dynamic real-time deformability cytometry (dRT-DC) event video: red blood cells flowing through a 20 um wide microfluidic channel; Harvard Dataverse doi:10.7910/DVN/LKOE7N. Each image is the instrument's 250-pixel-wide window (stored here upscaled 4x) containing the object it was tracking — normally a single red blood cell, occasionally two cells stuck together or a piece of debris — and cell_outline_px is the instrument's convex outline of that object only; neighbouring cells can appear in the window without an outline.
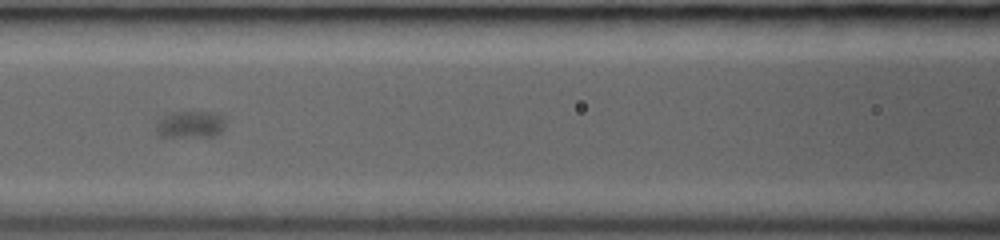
{"species": "common noctule bat (a hibernating species)", "species_latin": "Nyctalus noctula", "temperature_condition": "room temperature", "stored_images_in_passage": 38, "camera_frame_rate_fps": 3000, "um_per_image_px": 0.085, "animal": {"sex": "female", "body_mass_g": 19.0, "forearm_length_mm": 53.3}, "frame": {"image": 1, "passage_image": 21, "time_ms": 7.333, "image_size_px": [1000, 240], "cell_outline_px": [[224, 128], [216, 136], [160, 136], [156, 128], [160, 120], [164, 116], [172, 112], [212, 112], [224, 116]], "centroid_in_image_um": [16.23, 10.57], "position_along_channel_um": 150.4, "area_um2": 10.64}}
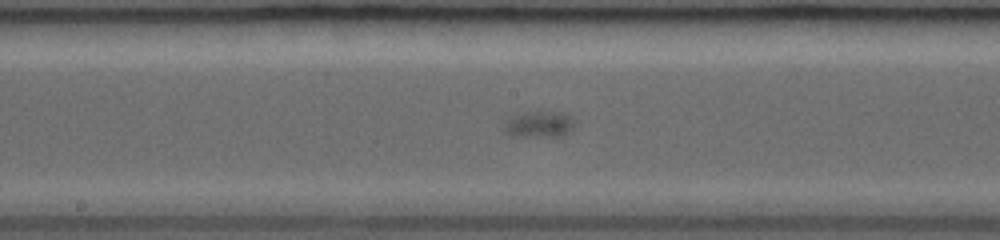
{"frame": {"image": 2, "passage_image": 26, "time_ms": 8.667, "image_size_px": [1000, 240], "cell_outline_px": [[576, 120], [572, 128], [564, 136], [512, 136], [504, 128], [504, 124], [508, 120], [524, 112], [564, 112], [572, 116]], "centroid_in_image_um": [45.92, 10.56], "position_along_channel_um": 202.3, "area_um2": 10.64}}
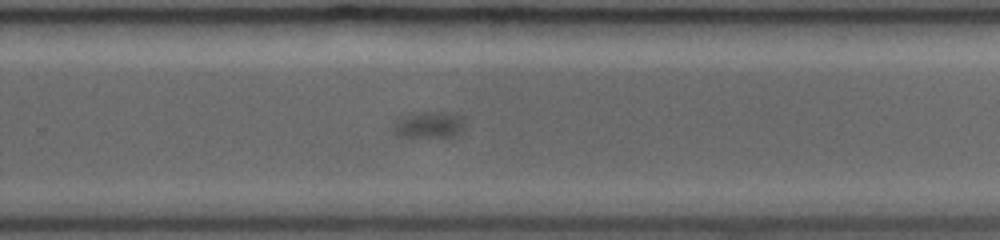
{"frame": {"image": 3, "passage_image": 33, "time_ms": 11.0, "image_size_px": [1000, 240], "cell_outline_px": [[464, 128], [456, 136], [396, 136], [392, 132], [392, 128], [396, 120], [420, 112], [452, 112], [464, 116]], "centroid_in_image_um": [36.51, 10.6], "position_along_channel_um": 293.3, "area_um2": 10.98}}